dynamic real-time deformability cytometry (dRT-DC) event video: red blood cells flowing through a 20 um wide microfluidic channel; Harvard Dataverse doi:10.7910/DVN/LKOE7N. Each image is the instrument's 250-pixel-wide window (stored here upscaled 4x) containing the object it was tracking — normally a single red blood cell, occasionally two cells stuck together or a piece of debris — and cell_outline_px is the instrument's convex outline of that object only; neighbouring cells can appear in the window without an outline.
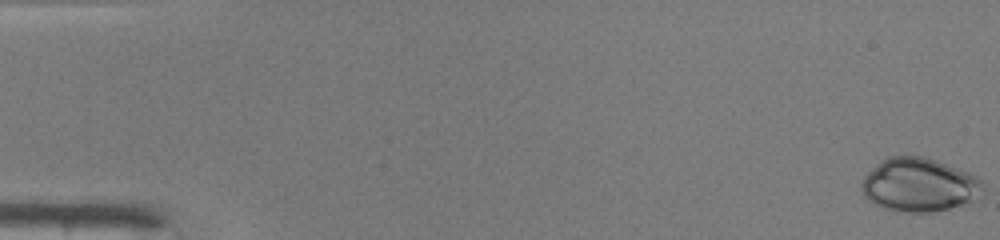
{"species": "common noctule bat (a hibernating species)", "species_latin": "Nyctalus noctula", "temperature_condition": "warm", "stored_images_in_passage": 46, "camera_frame_rate_fps": 3000, "um_per_image_px": 0.085, "animal": {"sex": "male", "body_mass_g": 19.0, "forearm_length_mm": 50.8}, "frame": {"image": 1, "passage_image": 1, "time_ms": 0.0, "image_size_px": [1000, 240], "cell_outline_px": [[984, 188], [968, 200], [960, 204], [948, 208], [932, 212], [900, 212], [884, 208], [868, 200], [864, 196], [860, 188], [860, 184], [864, 176], [880, 160], [888, 156], [924, 156], [936, 160], [968, 172], [976, 176], [980, 180]], "centroid_in_image_um": [78.03, 15.69], "position_along_channel_um": 7.0, "area_um2": 37.45}}
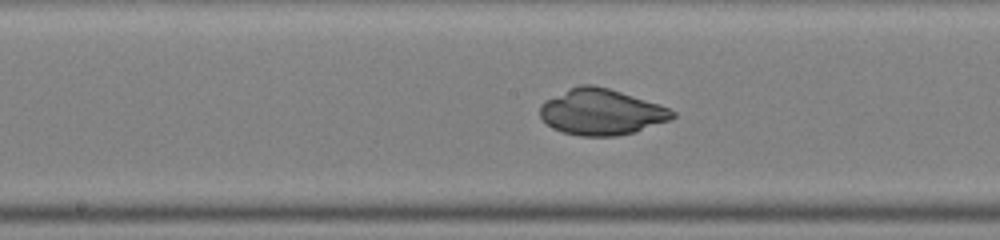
{"frame": {"image": 2, "passage_image": 26, "time_ms": 8.333, "image_size_px": [1000, 240], "cell_outline_px": [[676, 116], [672, 120], [636, 132], [616, 136], [580, 136], [564, 132], [552, 128], [540, 116], [540, 104], [580, 84], [592, 84], [608, 88], [668, 108], [676, 112]], "centroid_in_image_um": [51.14, 9.54], "position_along_channel_um": 197.1, "area_um2": 35.03}}
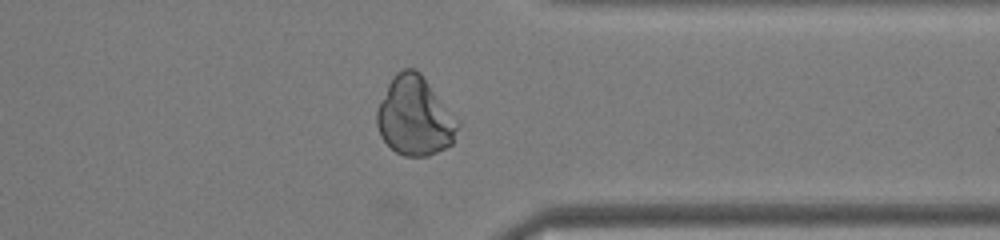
{"frame": {"image": 3, "passage_image": 39, "time_ms": 12.667, "image_size_px": [1000, 240], "cell_outline_px": [[460, 124], [452, 144], [428, 156], [404, 156], [396, 152], [380, 136], [376, 124], [376, 108], [392, 76], [396, 72], [404, 68], [416, 68], [420, 72]], "centroid_in_image_um": [35.22, 9.88], "position_along_channel_um": 376.2, "area_um2": 37.05}}